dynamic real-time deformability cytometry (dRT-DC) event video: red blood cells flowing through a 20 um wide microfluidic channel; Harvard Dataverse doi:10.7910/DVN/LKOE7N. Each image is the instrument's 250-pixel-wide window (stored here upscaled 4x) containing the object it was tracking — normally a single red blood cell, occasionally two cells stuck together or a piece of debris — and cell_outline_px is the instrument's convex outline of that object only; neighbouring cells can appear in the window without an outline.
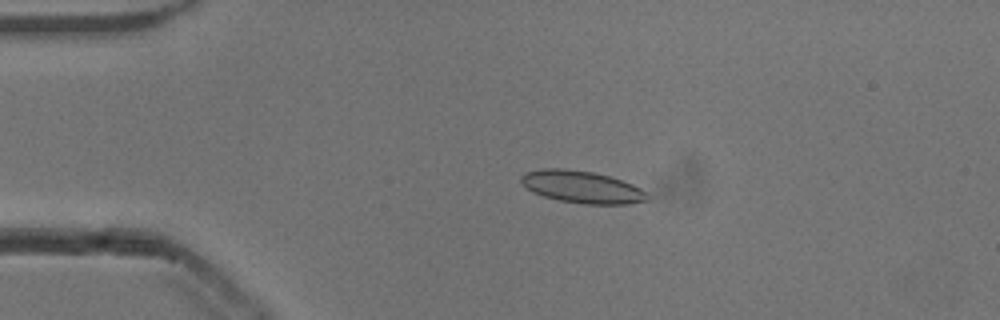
{"species": "common noctule bat (a hibernating species)", "species_latin": "Nyctalus noctula", "temperature_condition": "cold", "stored_images_in_passage": 24, "camera_frame_rate_fps": 3000, "um_per_image_px": 0.085, "animal": {"sex": "male", "body_mass_g": 13.3}, "frame": {"image": 1, "passage_image": 2, "time_ms": 0.333, "image_size_px": [1000, 320], "cell_outline_px": [[648, 200], [628, 204], [584, 204], [560, 200], [544, 196], [532, 192], [520, 180], [520, 176], [524, 172], [544, 168], [564, 168], [592, 172], [608, 176], [632, 184], [640, 188], [648, 196]], "centroid_in_image_um": [49.43, 15.89], "position_along_channel_um": 35.6, "area_um2": 23.47}}
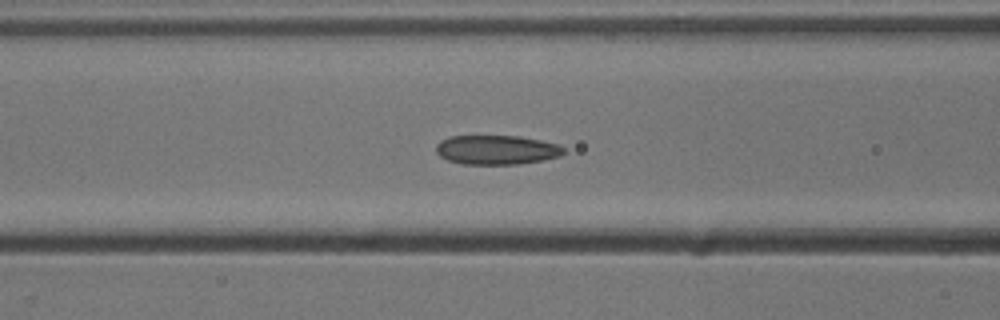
{"frame": {"image": 2, "passage_image": 12, "time_ms": 3.667, "image_size_px": [1000, 320], "cell_outline_px": [[564, 152], [560, 156], [540, 160], [516, 164], [460, 164], [448, 160], [440, 156], [436, 152], [436, 144], [440, 140], [448, 136], [520, 136], [560, 144], [564, 148]], "centroid_in_image_um": [42.18, 12.73], "position_along_channel_um": 124.4, "area_um2": 21.85}}
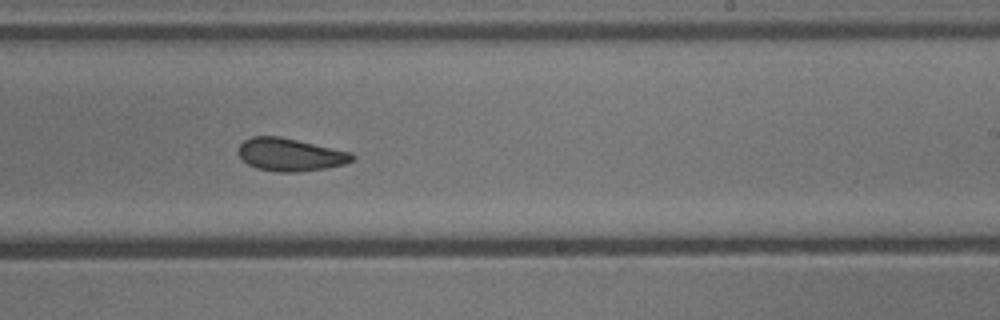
{"frame": {"image": 3, "passage_image": 23, "time_ms": 7.333, "image_size_px": [1000, 320], "cell_outline_px": [[356, 156], [352, 160], [344, 164], [324, 168], [296, 172], [276, 172], [256, 168], [248, 164], [236, 152], [240, 144], [244, 140], [252, 136], [280, 136], [352, 152]], "centroid_in_image_um": [24.65, 13.14], "position_along_channel_um": 264.4, "area_um2": 21.79}}